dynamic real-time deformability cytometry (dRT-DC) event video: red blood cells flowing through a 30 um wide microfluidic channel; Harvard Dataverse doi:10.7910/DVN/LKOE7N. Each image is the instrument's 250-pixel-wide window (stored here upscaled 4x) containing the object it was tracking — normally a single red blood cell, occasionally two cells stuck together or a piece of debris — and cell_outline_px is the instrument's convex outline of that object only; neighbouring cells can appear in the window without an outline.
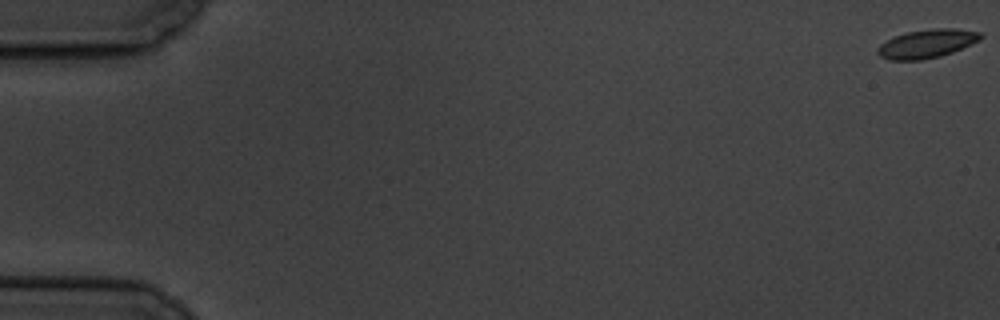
{"species": "common noctule bat (a hibernating species)", "species_latin": "Nyctalus noctula", "temperature_condition": "cold", "stored_images_in_passage": 9, "camera_frame_rate_fps": 3000, "um_per_image_px": 0.085, "animal": {"sex": "male", "body_mass_g": 19.5, "forearm_length_mm": 54.6}, "frame": {"image": 1, "passage_image": 1, "time_ms": 0.0, "image_size_px": [1000, 320], "cell_outline_px": [[984, 36], [980, 40], [952, 52], [940, 56], [920, 60], [888, 60], [880, 56], [876, 52], [880, 44], [896, 36], [908, 32], [932, 28], [956, 28], [984, 32]], "centroid_in_image_um": [78.83, 3.7], "position_along_channel_um": 6.2, "area_um2": 17.17}}
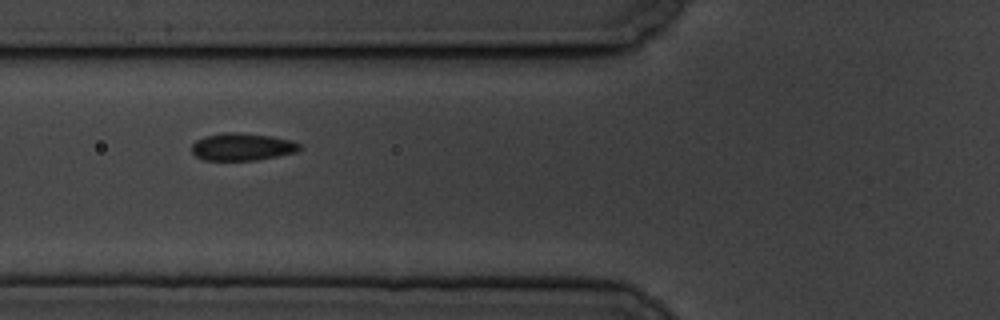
{"frame": {"image": 2, "passage_image": 8, "time_ms": 7.667, "image_size_px": [1000, 320], "cell_outline_px": [[304, 148], [296, 152], [256, 160], [204, 160], [196, 156], [192, 152], [192, 144], [196, 140], [204, 136], [224, 132], [236, 132], [272, 136], [292, 140], [300, 144]], "centroid_in_image_um": [20.6, 12.47], "position_along_channel_um": 105.2, "area_um2": 17.34}}
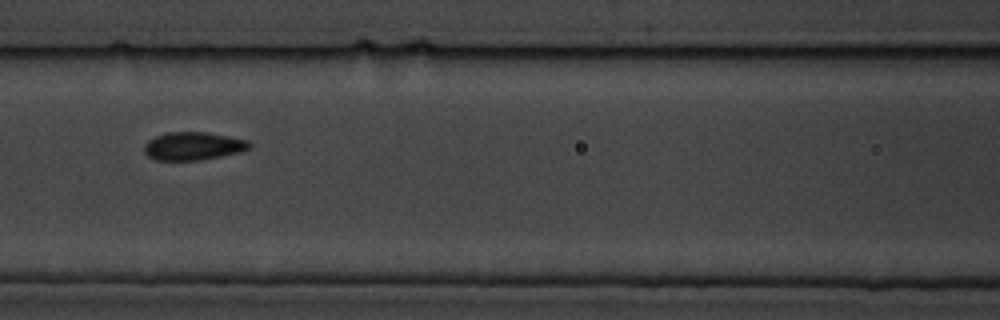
{"frame": {"image": 3, "passage_image": 9, "time_ms": 9.0, "image_size_px": [1000, 320], "cell_outline_px": [[252, 148], [240, 152], [200, 160], [156, 160], [148, 156], [144, 152], [144, 144], [148, 140], [156, 136], [168, 132], [208, 132], [248, 140], [252, 144]], "centroid_in_image_um": [16.44, 12.41], "position_along_channel_um": 150.2, "area_um2": 17.28}}